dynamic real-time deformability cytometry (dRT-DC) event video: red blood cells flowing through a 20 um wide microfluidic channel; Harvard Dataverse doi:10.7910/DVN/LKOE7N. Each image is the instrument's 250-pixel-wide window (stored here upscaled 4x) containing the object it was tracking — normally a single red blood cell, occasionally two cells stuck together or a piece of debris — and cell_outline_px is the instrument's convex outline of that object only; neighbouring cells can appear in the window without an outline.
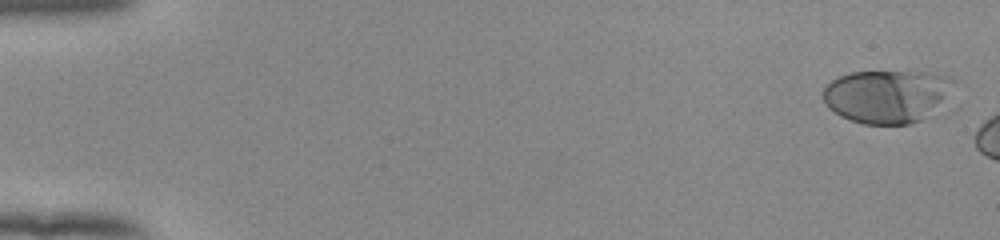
{"species": "human", "species_latin": "Homo sapiens", "temperature_condition": "room temperature", "stored_images_in_passage": 9, "camera_frame_rate_fps": 3000, "um_per_image_px": 0.085, "donor": {"sex": "female"}, "frame": {"image": 1, "passage_image": 1, "time_ms": 0.0, "image_size_px": [1000, 240], "cell_outline_px": [[956, 80], [940, 104], [924, 120], [912, 124], [864, 124], [840, 116], [828, 108], [824, 104], [824, 88], [832, 80], [848, 72], [932, 72], [948, 76]], "centroid_in_image_um": [75.38, 8.18], "position_along_channel_um": 9.6, "area_um2": 40.34}}